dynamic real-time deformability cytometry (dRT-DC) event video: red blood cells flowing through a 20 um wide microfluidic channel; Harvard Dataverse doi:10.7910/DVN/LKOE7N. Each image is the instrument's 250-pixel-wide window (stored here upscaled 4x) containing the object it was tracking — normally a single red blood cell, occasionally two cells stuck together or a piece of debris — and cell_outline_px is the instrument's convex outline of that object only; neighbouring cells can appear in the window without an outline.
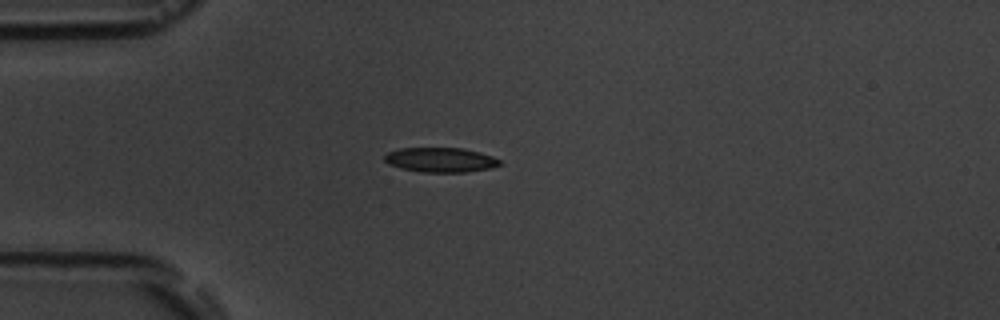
{"species": "common noctule bat (a hibernating species)", "species_latin": "Nyctalus noctula", "temperature_condition": "room temperature", "stored_images_in_passage": 4, "camera_frame_rate_fps": 3000, "um_per_image_px": 0.085, "animal": {"sex": "male", "body_mass_g": 19.5, "forearm_length_mm": 54.6}, "frame": {"image": 1, "passage_image": 4, "time_ms": 3.333, "image_size_px": [1000, 320], "cell_outline_px": [[504, 164], [492, 168], [464, 172], [424, 172], [400, 168], [388, 164], [384, 160], [384, 156], [388, 152], [400, 148], [464, 148], [480, 152], [492, 156], [500, 160]], "centroid_in_image_um": [37.47, 13.59], "position_along_channel_um": 47.5, "area_um2": 16.65}}